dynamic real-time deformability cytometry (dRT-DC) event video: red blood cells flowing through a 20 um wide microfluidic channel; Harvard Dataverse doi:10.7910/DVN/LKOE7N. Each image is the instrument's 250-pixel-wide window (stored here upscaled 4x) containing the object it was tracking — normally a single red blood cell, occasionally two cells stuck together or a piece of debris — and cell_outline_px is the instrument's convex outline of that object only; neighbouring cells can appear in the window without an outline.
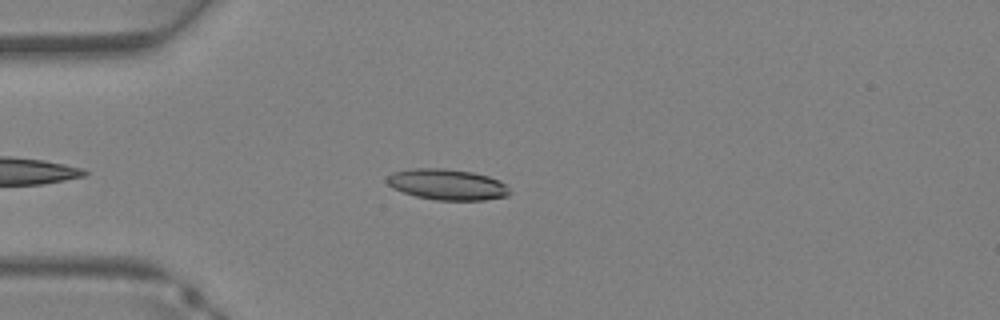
{"species": "Egyptian fruit bat (a non-hibernating species)", "species_latin": "Rousettus aegyptiacus", "temperature_condition": "warm", "stored_images_in_passage": 31, "camera_frame_rate_fps": 3000, "um_per_image_px": 0.085, "animal": {"sex": "female"}, "frame": {"image": 1, "passage_image": 6, "time_ms": 1.667, "image_size_px": [1000, 320], "cell_outline_px": [[512, 192], [508, 196], [484, 200], [436, 200], [416, 196], [392, 188], [384, 180], [392, 172], [416, 168], [444, 168], [472, 172], [488, 176], [500, 180]], "centroid_in_image_um": [38.01, 15.68], "position_along_channel_um": 47.0, "area_um2": 22.14}}
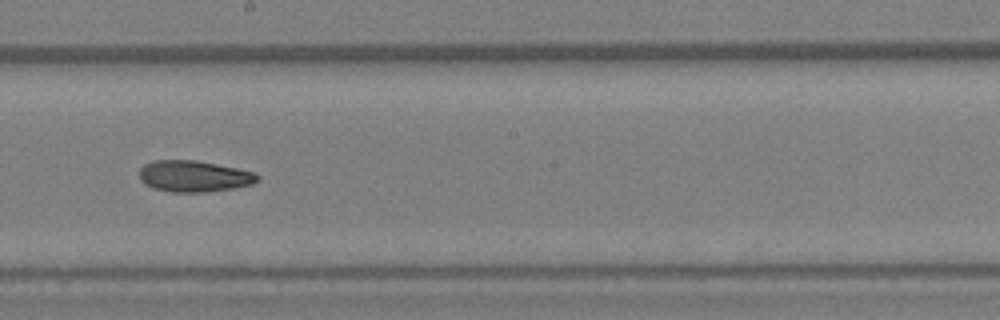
{"frame": {"image": 2, "passage_image": 17, "time_ms": 5.333, "image_size_px": [1000, 320], "cell_outline_px": [[260, 180], [252, 184], [232, 188], [204, 192], [172, 192], [152, 188], [144, 184], [140, 180], [140, 168], [144, 164], [152, 160], [196, 160], [256, 172], [260, 176]], "centroid_in_image_um": [16.48, 14.97], "position_along_channel_um": 231.7, "area_um2": 21.68}}
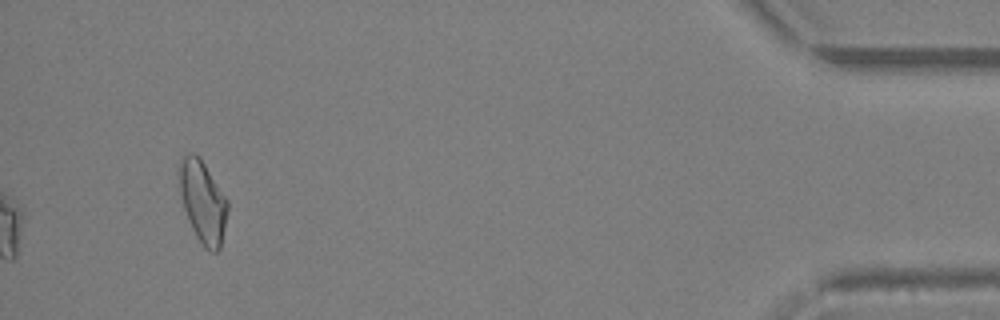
{"frame": {"image": 3, "passage_image": 31, "time_ms": 10.0, "image_size_px": [1000, 320], "cell_outline_px": [[228, 208], [220, 248], [216, 252], [212, 252], [204, 248], [196, 236], [192, 228], [184, 208], [180, 192], [176, 172], [180, 156], [188, 152], [192, 152], [204, 164], [228, 200]], "centroid_in_image_um": [17.19, 17.1], "position_along_channel_um": 418.0, "area_um2": 23.18}}